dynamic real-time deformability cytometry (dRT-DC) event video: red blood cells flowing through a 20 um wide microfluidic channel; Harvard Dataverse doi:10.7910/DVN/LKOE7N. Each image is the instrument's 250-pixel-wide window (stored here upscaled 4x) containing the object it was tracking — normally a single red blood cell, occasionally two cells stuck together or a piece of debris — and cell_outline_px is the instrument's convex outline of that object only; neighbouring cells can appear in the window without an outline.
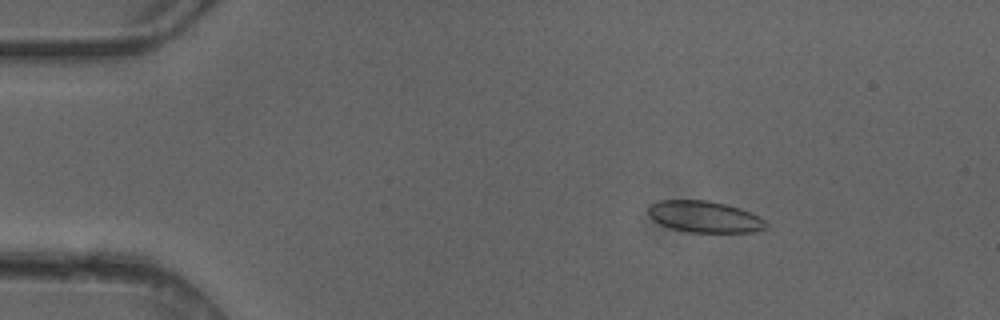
{"species": "common noctule bat (a hibernating species)", "species_latin": "Nyctalus noctula", "temperature_condition": "cold", "stored_images_in_passage": 4, "camera_frame_rate_fps": 3000, "um_per_image_px": 0.085, "animal": {"sex": "female"}, "frame": {"image": 1, "passage_image": 3, "time_ms": 0.667, "image_size_px": [1000, 320], "cell_outline_px": [[768, 228], [752, 232], [688, 232], [672, 228], [648, 216], [648, 208], [652, 204], [660, 200], [704, 200], [724, 204], [740, 208], [764, 220], [768, 224]], "centroid_in_image_um": [59.9, 18.43], "position_along_channel_um": 25.1, "area_um2": 21.21}}